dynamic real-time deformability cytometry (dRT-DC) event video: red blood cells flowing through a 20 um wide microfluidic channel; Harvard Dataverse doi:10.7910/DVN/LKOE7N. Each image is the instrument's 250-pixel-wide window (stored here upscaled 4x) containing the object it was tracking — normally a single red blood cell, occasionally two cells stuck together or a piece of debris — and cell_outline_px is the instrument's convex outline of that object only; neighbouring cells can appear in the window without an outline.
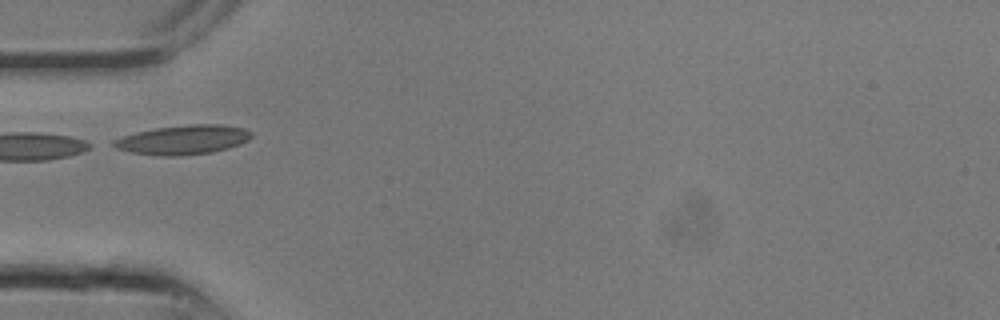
{"species": "common noctule bat (a hibernating species)", "species_latin": "Nyctalus noctula", "temperature_condition": "room temperature", "stored_images_in_passage": 2, "camera_frame_rate_fps": 3000, "um_per_image_px": 0.085, "animal": {"sex": "male", "body_mass_g": 13.3}, "frame": {"image": 1, "passage_image": 1, "time_ms": 0.0, "image_size_px": [1000, 320], "cell_outline_px": [[252, 136], [248, 140], [240, 144], [228, 148], [212, 152], [180, 156], [160, 156], [132, 152], [116, 148], [108, 144], [112, 140], [136, 132], [156, 128], [192, 124], [220, 124], [244, 128], [252, 132]], "centroid_in_image_um": [15.55, 11.88], "position_along_channel_um": 69.4, "area_um2": 23.58}}